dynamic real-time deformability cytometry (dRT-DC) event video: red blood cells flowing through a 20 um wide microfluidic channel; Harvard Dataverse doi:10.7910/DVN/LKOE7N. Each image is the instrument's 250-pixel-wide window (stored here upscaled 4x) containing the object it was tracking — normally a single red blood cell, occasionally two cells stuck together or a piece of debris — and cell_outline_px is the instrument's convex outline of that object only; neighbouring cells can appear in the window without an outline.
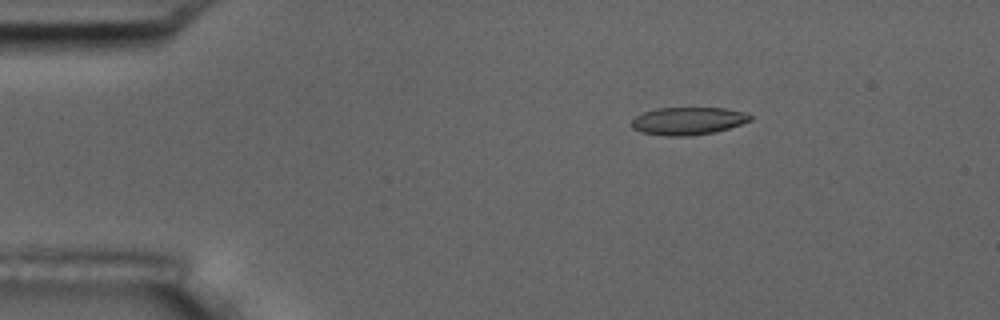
{"species": "common noctule bat (a hibernating species)", "species_latin": "Nyctalus noctula", "temperature_condition": "room temperature", "stored_images_in_passage": 4, "camera_frame_rate_fps": 3000, "um_per_image_px": 0.085, "animal": {"sex": "male", "body_mass_g": 17.5, "forearm_length_mm": 52.3}, "frame": {"image": 1, "passage_image": 2, "time_ms": 2.0, "image_size_px": [1000, 320], "cell_outline_px": [[752, 120], [716, 132], [688, 136], [664, 136], [640, 132], [632, 128], [632, 120], [636, 116], [644, 112], [656, 108], [724, 108], [740, 112], [752, 116]], "centroid_in_image_um": [58.44, 10.29], "position_along_channel_um": 26.6, "area_um2": 19.02}}